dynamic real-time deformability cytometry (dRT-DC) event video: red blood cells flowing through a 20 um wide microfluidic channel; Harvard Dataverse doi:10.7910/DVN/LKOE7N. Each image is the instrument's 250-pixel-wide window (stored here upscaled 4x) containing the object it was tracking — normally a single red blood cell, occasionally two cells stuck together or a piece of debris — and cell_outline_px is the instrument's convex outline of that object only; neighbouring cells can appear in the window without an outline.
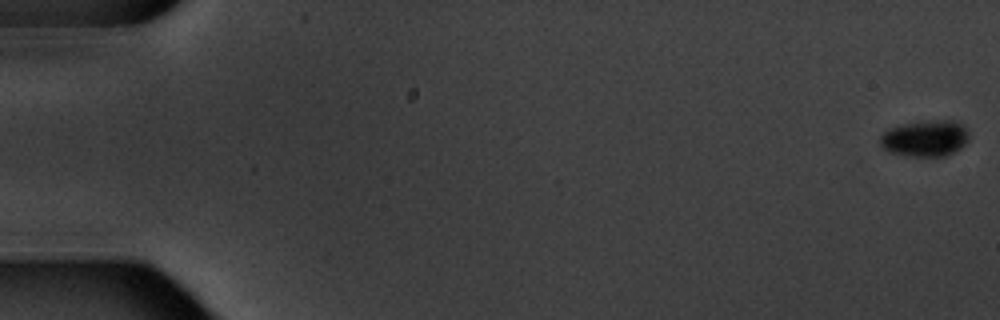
{"species": "common noctule bat (a hibernating species)", "species_latin": "Nyctalus noctula", "temperature_condition": "warm", "stored_images_in_passage": 6, "camera_frame_rate_fps": 3000, "um_per_image_px": 0.085, "animal": {"sex": "male", "body_mass_g": 20.1, "forearm_length_mm": 53.5}, "frame": {"image": 1, "passage_image": 1, "time_ms": 0.0, "image_size_px": [1000, 320], "cell_outline_px": [[968, 140], [960, 148], [944, 156], [912, 156], [888, 152], [880, 144], [880, 136], [888, 128], [900, 124], [936, 120], [952, 120], [964, 124], [968, 128]], "centroid_in_image_um": [78.64, 11.74], "position_along_channel_um": 6.4, "area_um2": 18.84}}
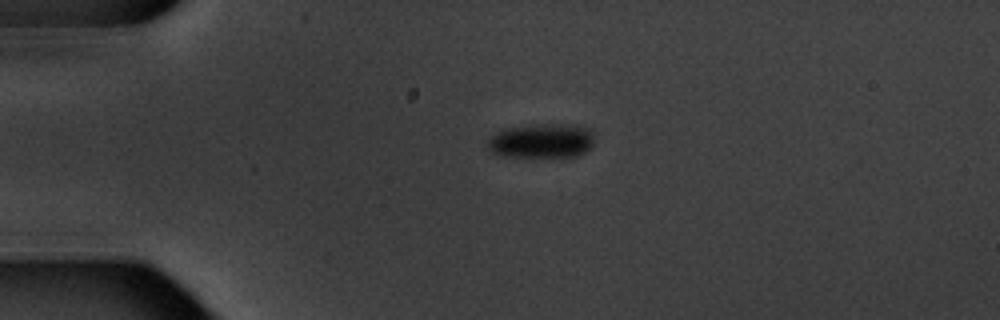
{"frame": {"image": 2, "passage_image": 5, "time_ms": 4.667, "image_size_px": [1000, 320], "cell_outline_px": [[592, 144], [584, 152], [576, 156], [508, 156], [492, 152], [488, 148], [488, 140], [496, 132], [508, 128], [536, 124], [580, 124], [588, 128], [592, 132]], "centroid_in_image_um": [46.06, 11.94], "position_along_channel_um": 38.9, "area_um2": 21.15}}